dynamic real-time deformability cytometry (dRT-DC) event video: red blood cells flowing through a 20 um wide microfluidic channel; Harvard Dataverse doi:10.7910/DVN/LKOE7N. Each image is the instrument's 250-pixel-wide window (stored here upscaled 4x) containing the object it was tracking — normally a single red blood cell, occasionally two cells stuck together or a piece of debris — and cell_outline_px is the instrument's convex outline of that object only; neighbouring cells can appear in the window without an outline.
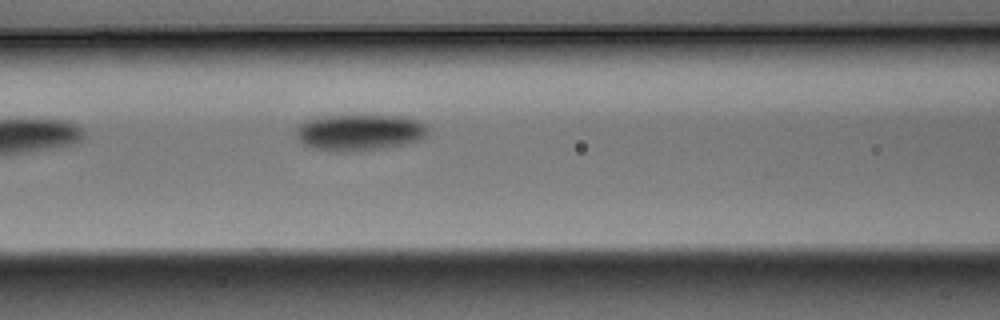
{"species": "Egyptian fruit bat (a non-hibernating species)", "species_latin": "Rousettus aegyptiacus", "temperature_condition": "warm", "stored_images_in_passage": 6, "camera_frame_rate_fps": 3000, "um_per_image_px": 0.085, "animal": {"sex": "male"}, "frame": {"image": 1, "passage_image": 6, "time_ms": 1.667, "image_size_px": [1000, 320], "cell_outline_px": [[428, 132], [420, 140], [360, 152], [336, 152], [312, 148], [304, 144], [296, 136], [296, 128], [304, 120], [328, 116], [400, 116], [416, 120], [424, 124], [428, 128]], "centroid_in_image_um": [30.51, 11.27], "position_along_channel_um": 136.1, "area_um2": 27.74}}